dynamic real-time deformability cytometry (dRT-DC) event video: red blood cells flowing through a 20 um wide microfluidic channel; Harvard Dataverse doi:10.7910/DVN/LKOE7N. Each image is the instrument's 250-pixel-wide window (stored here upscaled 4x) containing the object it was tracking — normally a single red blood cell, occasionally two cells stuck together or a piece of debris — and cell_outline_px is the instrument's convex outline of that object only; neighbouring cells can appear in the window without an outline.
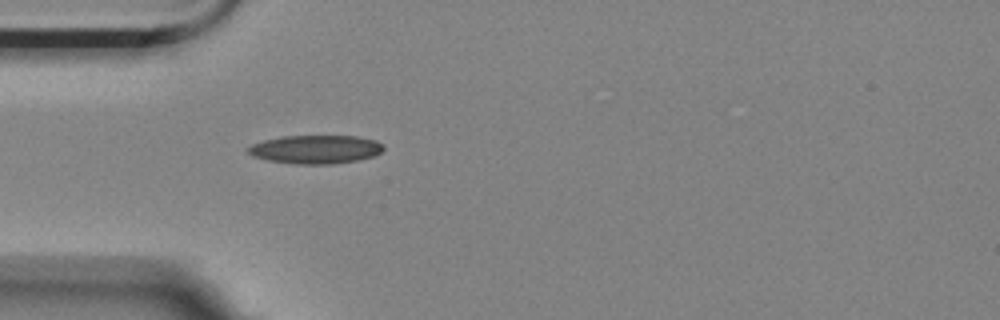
{"species": "Egyptian fruit bat (a non-hibernating species)", "species_latin": "Rousettus aegyptiacus", "temperature_condition": "room temperature", "stored_images_in_passage": 1, "camera_frame_rate_fps": 3000, "um_per_image_px": 0.085, "animal": {"sex": "female"}, "frame": {"image": 1, "passage_image": 1, "time_ms": 0.0, "image_size_px": [1000, 320], "cell_outline_px": [[384, 148], [380, 152], [372, 156], [356, 160], [332, 164], [296, 164], [268, 160], [252, 156], [244, 148], [252, 144], [264, 140], [280, 136], [356, 136], [376, 140], [384, 144]], "centroid_in_image_um": [26.79, 12.69], "position_along_channel_um": 58.2, "area_um2": 22.54}}